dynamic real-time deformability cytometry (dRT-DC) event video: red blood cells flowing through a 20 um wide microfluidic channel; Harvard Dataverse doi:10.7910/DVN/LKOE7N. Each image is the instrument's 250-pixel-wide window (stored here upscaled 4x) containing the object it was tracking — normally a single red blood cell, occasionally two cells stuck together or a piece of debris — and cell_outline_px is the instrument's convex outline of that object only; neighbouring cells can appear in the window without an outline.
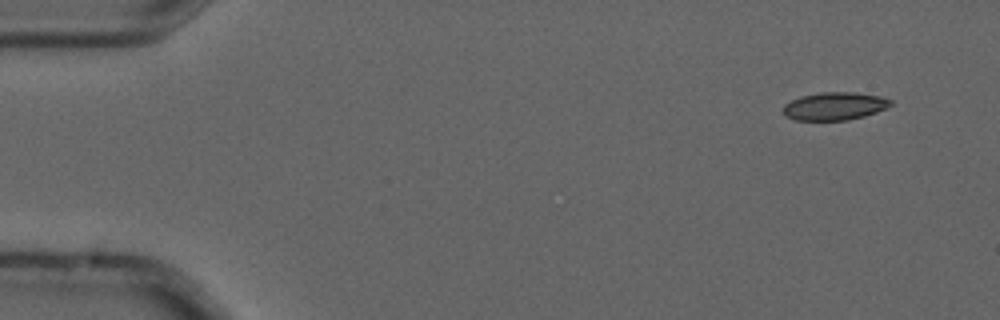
{"species": "common noctule bat (a hibernating species)", "species_latin": "Nyctalus noctula", "temperature_condition": "cold", "stored_images_in_passage": 4, "camera_frame_rate_fps": 3000, "um_per_image_px": 0.085, "animal": {"sex": "male", "forearm_length_mm": 52.5}, "frame": {"image": 1, "passage_image": 1, "time_ms": 0.0, "image_size_px": [1000, 320], "cell_outline_px": [[892, 104], [888, 108], [864, 116], [848, 120], [796, 120], [784, 116], [784, 104], [800, 96], [820, 92], [856, 92], [880, 96], [892, 100]], "centroid_in_image_um": [70.95, 9.02], "position_along_channel_um": 14.0, "area_um2": 17.57}}
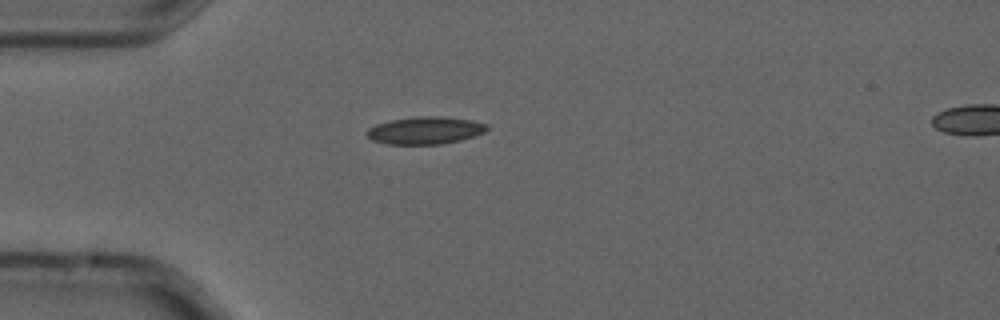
{"frame": {"image": 2, "passage_image": 4, "time_ms": 1.0, "image_size_px": [1000, 320], "cell_outline_px": [[488, 128], [484, 132], [460, 140], [440, 144], [388, 144], [372, 140], [364, 132], [368, 128], [376, 124], [392, 120], [416, 116], [440, 116], [472, 120], [488, 124]], "centroid_in_image_um": [36.12, 11.08], "position_along_channel_um": 48.9, "area_um2": 19.13}}